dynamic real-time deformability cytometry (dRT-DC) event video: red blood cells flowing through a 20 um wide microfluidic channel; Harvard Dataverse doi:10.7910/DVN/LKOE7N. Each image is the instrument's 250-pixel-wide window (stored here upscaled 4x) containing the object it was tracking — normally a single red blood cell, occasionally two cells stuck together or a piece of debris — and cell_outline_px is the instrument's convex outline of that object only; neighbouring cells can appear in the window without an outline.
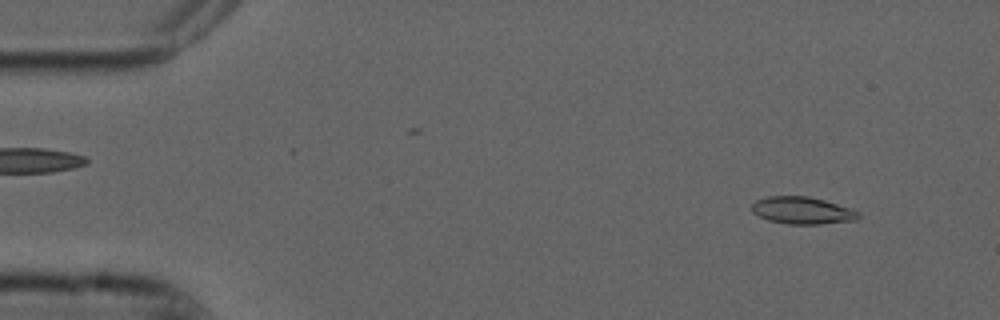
{"species": "common noctule bat (a hibernating species)", "species_latin": "Nyctalus noctula", "temperature_condition": "cold", "stored_images_in_passage": 54, "camera_frame_rate_fps": 3000, "um_per_image_px": 0.085, "animal": {"sex": "male", "forearm_length_mm": 52.5}, "frame": {"image": 1, "passage_image": 5, "time_ms": 1.333, "image_size_px": [1000, 320], "cell_outline_px": [[860, 216], [856, 220], [820, 224], [788, 224], [768, 220], [752, 212], [752, 204], [756, 200], [768, 196], [808, 196], [824, 200], [860, 212]], "centroid_in_image_um": [68.18, 17.89], "position_along_channel_um": 16.8, "area_um2": 16.76}}
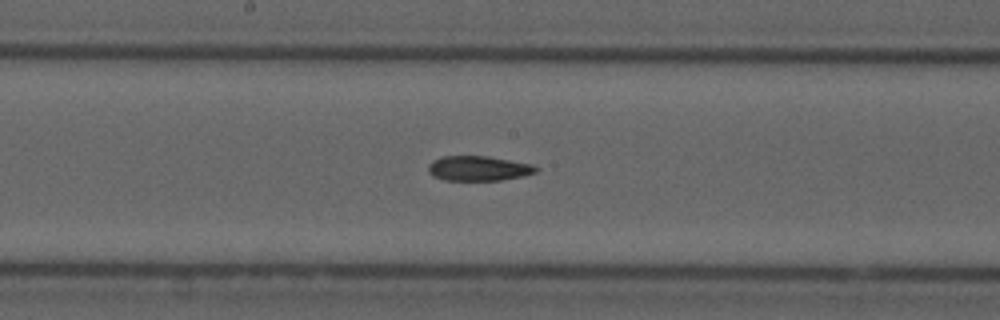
{"frame": {"image": 2, "passage_image": 28, "time_ms": 9.0, "image_size_px": [1000, 320], "cell_outline_px": [[540, 168], [536, 172], [524, 176], [500, 180], [444, 180], [432, 176], [428, 172], [428, 164], [432, 160], [440, 156], [488, 156], [532, 164]], "centroid_in_image_um": [40.65, 14.31], "position_along_channel_um": 207.5, "area_um2": 15.78}}
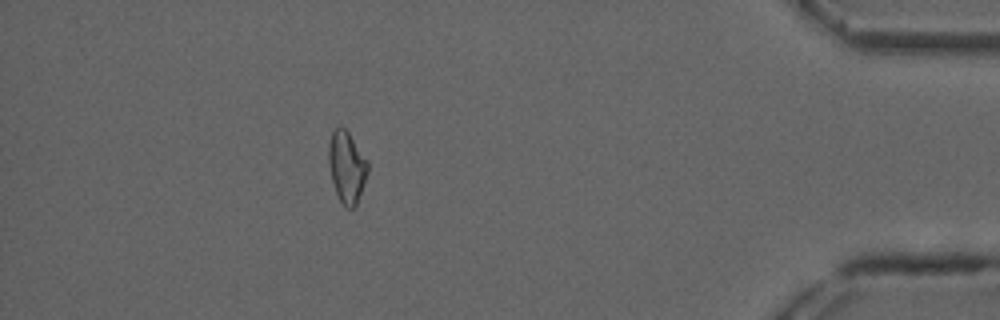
{"frame": {"image": 3, "passage_image": 48, "time_ms": 15.667, "image_size_px": [1000, 320], "cell_outline_px": [[368, 172], [356, 208], [344, 208], [336, 192], [332, 180], [328, 164], [328, 144], [332, 132], [340, 124], [348, 132], [368, 160]], "centroid_in_image_um": [29.48, 14.2], "position_along_channel_um": 405.7, "area_um2": 16.53}, "authors_computed_cell_mechanics": {"area_um2": 16.5019, "velocity_mm_per_s": 3.7505, "shape_relaxation_time_tau1_ms": null, "shape_relaxation_time_tau2_ms": 6.6844, "deformation_change_tau1": null, "deformation_change_tau2": 0.1165}}